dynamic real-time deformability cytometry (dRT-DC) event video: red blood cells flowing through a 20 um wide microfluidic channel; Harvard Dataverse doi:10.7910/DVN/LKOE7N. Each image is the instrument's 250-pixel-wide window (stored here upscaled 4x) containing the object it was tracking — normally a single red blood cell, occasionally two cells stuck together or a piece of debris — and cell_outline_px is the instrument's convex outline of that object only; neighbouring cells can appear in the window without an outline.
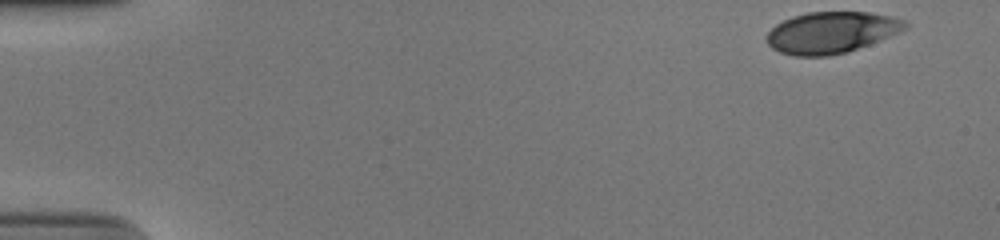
{"species": "human", "species_latin": "Homo sapiens", "temperature_condition": "cold", "stored_images_in_passage": 43, "camera_frame_rate_fps": 3000, "um_per_image_px": 0.085, "donor": {"sex": "male"}, "frame": {"image": 1, "passage_image": 1, "time_ms": 0.0, "image_size_px": [1000, 240], "cell_outline_px": [[908, 28], [848, 52], [828, 56], [796, 56], [780, 52], [772, 48], [768, 44], [768, 32], [776, 24], [792, 16], [808, 12], [868, 12], [892, 16], [904, 20], [908, 24]], "centroid_in_image_um": [70.66, 2.75], "position_along_channel_um": 14.3, "area_um2": 33.18}}
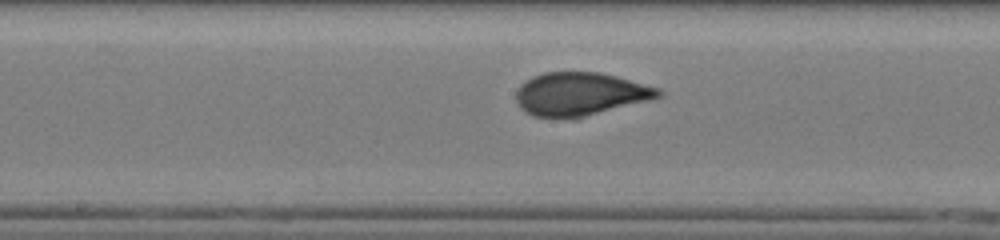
{"frame": {"image": 2, "passage_image": 26, "time_ms": 8.333, "image_size_px": [1000, 240], "cell_outline_px": [[664, 96], [584, 116], [532, 116], [524, 112], [520, 108], [516, 100], [516, 92], [520, 84], [532, 76], [544, 72], [600, 72], [616, 76], [660, 88], [664, 92]], "centroid_in_image_um": [49.31, 7.96], "position_along_channel_um": 198.9, "area_um2": 35.37}}
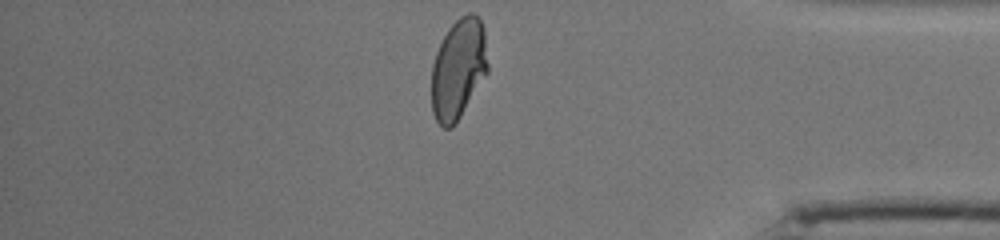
{"frame": {"image": 3, "passage_image": 43, "time_ms": 14.0, "image_size_px": [1000, 240], "cell_outline_px": [[488, 72], [460, 116], [452, 128], [444, 128], [436, 120], [432, 112], [432, 64], [436, 52], [448, 28], [460, 16], [468, 12], [472, 12], [480, 20], [484, 28], [488, 64]], "centroid_in_image_um": [38.96, 5.84], "position_along_channel_um": 396.2, "area_um2": 32.83}, "authors_computed_cell_mechanics": {"area_um2": 34.4488, "velocity_mm_per_s": 3.8903, "shape_relaxation_time_tau1_ms": 7.2436, "shape_relaxation_time_tau2_ms": null, "deformation_change_tau1": 0.2181, "deformation_change_tau2": null}}